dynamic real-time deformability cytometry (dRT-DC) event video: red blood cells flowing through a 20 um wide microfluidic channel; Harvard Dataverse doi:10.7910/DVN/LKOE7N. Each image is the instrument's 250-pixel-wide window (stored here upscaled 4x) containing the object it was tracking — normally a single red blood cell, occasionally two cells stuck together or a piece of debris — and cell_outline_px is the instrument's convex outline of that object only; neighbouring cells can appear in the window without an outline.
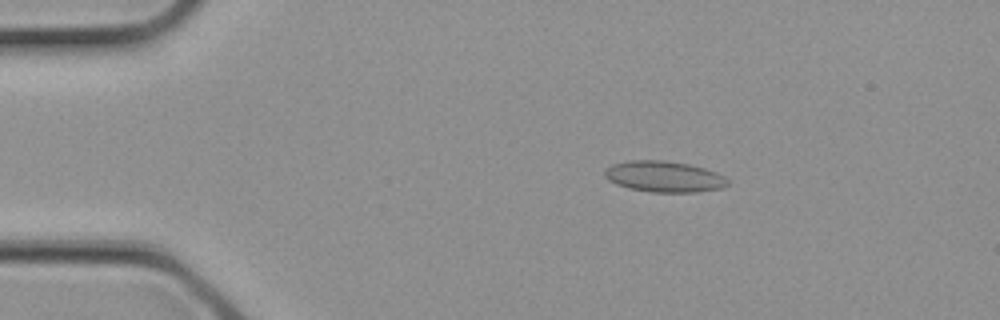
{"species": "common noctule bat (a hibernating species)", "species_latin": "Nyctalus noctula", "temperature_condition": "cold", "stored_images_in_passage": 3, "camera_frame_rate_fps": 3000, "um_per_image_px": 0.085, "animal": {"sex": "female", "body_mass_g": 21.9}, "frame": {"image": 1, "passage_image": 2, "time_ms": 0.333, "image_size_px": [1000, 320], "cell_outline_px": [[728, 184], [720, 188], [696, 192], [652, 192], [628, 188], [616, 184], [608, 180], [604, 176], [604, 168], [612, 164], [628, 160], [664, 160], [688, 164], [704, 168], [716, 172], [724, 176], [728, 180]], "centroid_in_image_um": [56.4, 15.0], "position_along_channel_um": 28.6, "area_um2": 22.31}}